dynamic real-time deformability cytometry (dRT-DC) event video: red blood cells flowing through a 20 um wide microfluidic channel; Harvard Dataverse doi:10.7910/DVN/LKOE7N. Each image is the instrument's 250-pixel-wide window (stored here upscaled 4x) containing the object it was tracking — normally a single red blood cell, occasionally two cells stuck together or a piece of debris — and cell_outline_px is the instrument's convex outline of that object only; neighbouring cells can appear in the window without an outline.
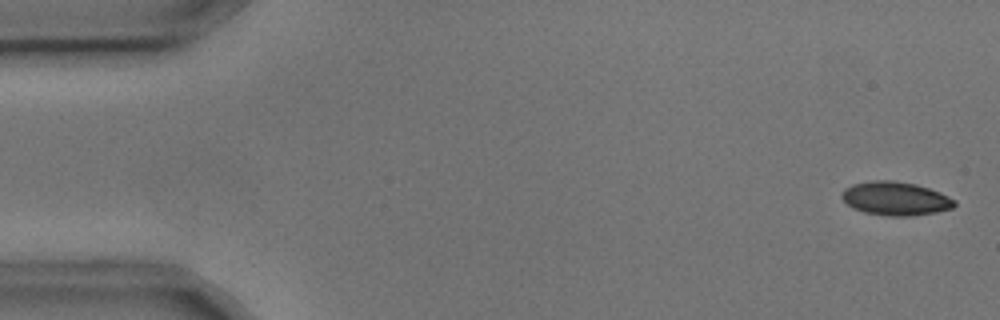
{"species": "common noctule bat (a hibernating species)", "species_latin": "Nyctalus noctula", "temperature_condition": "cold", "stored_images_in_passage": 4, "camera_frame_rate_fps": 3000, "um_per_image_px": 0.085, "animal": {"sex": "male", "body_mass_g": 17.9, "forearm_length_mm": 54.2}, "frame": {"image": 1, "passage_image": 1, "time_ms": 0.0, "image_size_px": [1000, 320], "cell_outline_px": [[956, 204], [952, 208], [936, 212], [912, 216], [888, 216], [864, 212], [852, 208], [840, 196], [844, 188], [852, 184], [872, 180], [892, 180], [916, 184], [940, 192], [956, 200]], "centroid_in_image_um": [76.11, 16.87], "position_along_channel_um": 8.9, "area_um2": 22.2}}
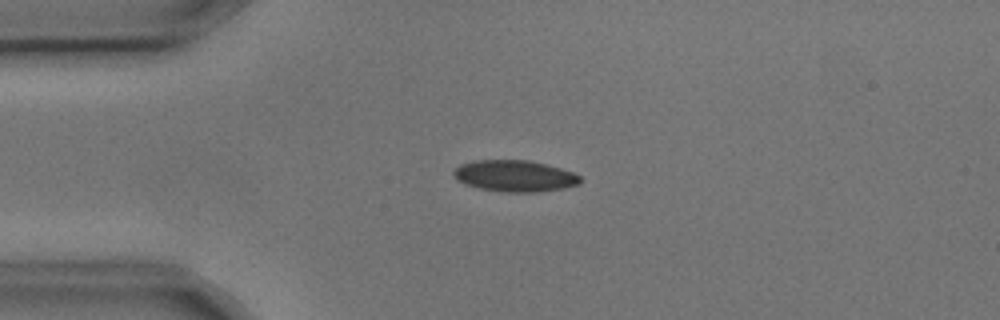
{"frame": {"image": 2, "passage_image": 4, "time_ms": 1.0, "image_size_px": [1000, 320], "cell_outline_px": [[584, 180], [580, 184], [564, 188], [536, 192], [504, 192], [480, 188], [464, 184], [456, 180], [452, 176], [452, 172], [460, 164], [476, 160], [528, 160], [548, 164], [572, 172], [580, 176]], "centroid_in_image_um": [43.75, 14.95], "position_along_channel_um": 41.2, "area_um2": 23.41}}